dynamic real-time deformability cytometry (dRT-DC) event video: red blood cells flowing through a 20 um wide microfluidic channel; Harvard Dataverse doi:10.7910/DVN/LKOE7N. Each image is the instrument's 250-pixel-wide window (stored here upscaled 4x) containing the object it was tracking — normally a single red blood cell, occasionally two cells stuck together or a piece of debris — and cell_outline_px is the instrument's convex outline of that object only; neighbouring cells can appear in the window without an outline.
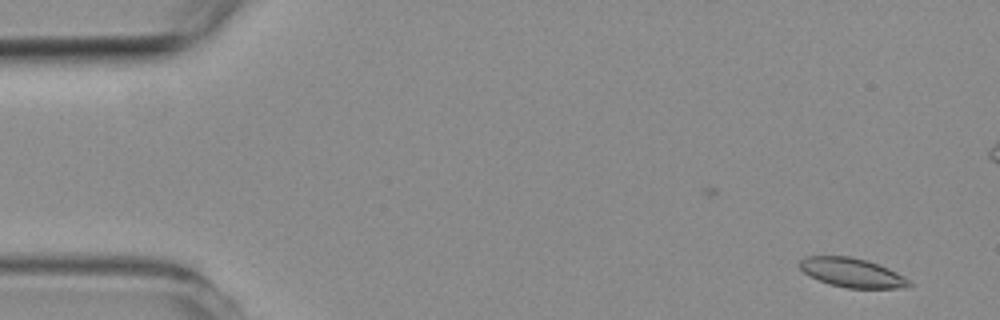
{"species": "common noctule bat (a hibernating species)", "species_latin": "Nyctalus noctula", "temperature_condition": "room temperature", "stored_images_in_passage": 2, "camera_frame_rate_fps": 3000, "um_per_image_px": 0.085, "animal": {"sex": "female", "body_mass_g": 19.3, "forearm_length_mm": 54.1}, "frame": {"image": 1, "passage_image": 2, "time_ms": 1.0, "image_size_px": [1000, 320], "cell_outline_px": [[916, 284], [908, 288], [844, 288], [828, 284], [804, 272], [800, 268], [800, 260], [804, 256], [852, 256], [868, 260], [888, 268], [896, 272]], "centroid_in_image_um": [72.48, 23.18], "position_along_channel_um": 12.5, "area_um2": 18.79}}